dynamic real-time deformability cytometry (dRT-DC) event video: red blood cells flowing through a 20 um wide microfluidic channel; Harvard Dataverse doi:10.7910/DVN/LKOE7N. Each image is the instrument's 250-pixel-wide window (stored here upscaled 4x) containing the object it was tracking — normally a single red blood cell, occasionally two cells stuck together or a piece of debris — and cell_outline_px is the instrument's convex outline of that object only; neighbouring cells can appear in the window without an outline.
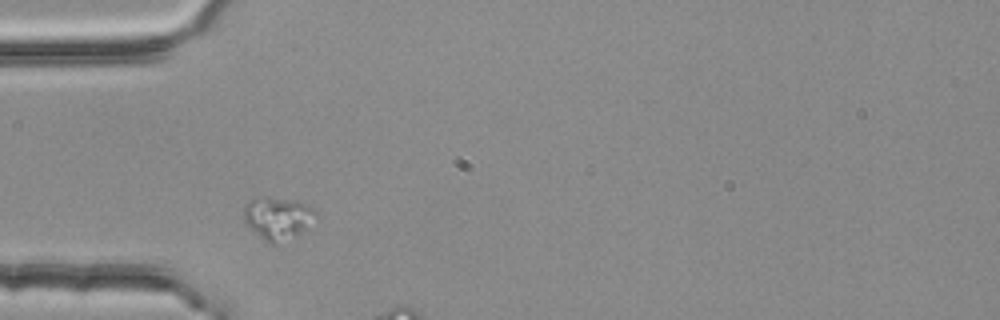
{"species": "common noctule bat (a hibernating species)", "species_latin": "Nyctalus noctula", "temperature_condition": "room temperature", "stored_images_in_passage": 4, "camera_frame_rate_fps": 3000, "um_per_image_px": 0.085, "animal": {"sex": "female", "body_mass_g": 25.1}, "frame": {"image": 1, "passage_image": 1, "time_ms": 0.0, "image_size_px": [1000, 320], "cell_outline_px": [[320, 216], [296, 236], [276, 244], [268, 244], [244, 220], [244, 208], [248, 200], [264, 196], [268, 196], [296, 200], [312, 208]], "centroid_in_image_um": [23.64, 18.52], "position_along_channel_um": 61.4, "area_um2": 17.86}}